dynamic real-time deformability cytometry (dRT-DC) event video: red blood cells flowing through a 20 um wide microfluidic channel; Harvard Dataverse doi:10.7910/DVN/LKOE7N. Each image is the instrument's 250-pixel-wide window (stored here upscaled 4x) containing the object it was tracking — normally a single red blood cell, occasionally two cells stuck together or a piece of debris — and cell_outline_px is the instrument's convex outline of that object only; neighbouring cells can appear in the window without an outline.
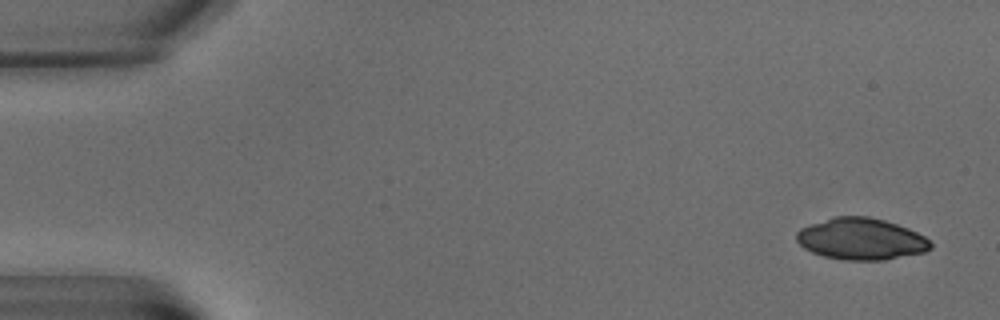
{"species": "common noctule bat (a hibernating species)", "species_latin": "Nyctalus noctula", "temperature_condition": "warm", "stored_images_in_passage": 3, "camera_frame_rate_fps": 3000, "um_per_image_px": 0.085, "animal": {"sex": "male", "body_mass_g": 15.6}, "frame": {"image": 1, "passage_image": 1, "time_ms": 0.0, "image_size_px": [1000, 320], "cell_outline_px": [[932, 248], [924, 252], [884, 260], [844, 260], [824, 256], [812, 252], [804, 248], [796, 240], [796, 232], [800, 228], [832, 216], [868, 216], [884, 220], [908, 228], [924, 236], [932, 244]], "centroid_in_image_um": [73.17, 20.31], "position_along_channel_um": 11.8, "area_um2": 32.54}}